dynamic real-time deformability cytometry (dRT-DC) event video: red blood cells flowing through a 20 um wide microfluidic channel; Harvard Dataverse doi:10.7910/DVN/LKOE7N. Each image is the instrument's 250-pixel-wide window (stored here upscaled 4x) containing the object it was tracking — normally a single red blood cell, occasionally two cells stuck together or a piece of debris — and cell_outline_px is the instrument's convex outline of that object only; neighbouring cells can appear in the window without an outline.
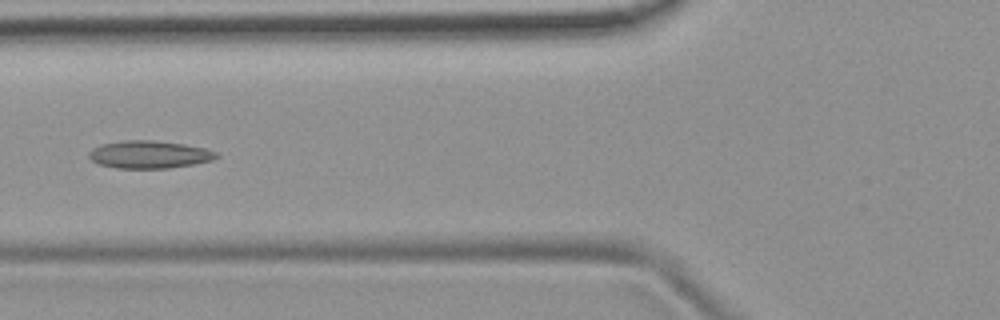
{"species": "common noctule bat (a hibernating species)", "species_latin": "Nyctalus noctula", "temperature_condition": "room temperature", "stored_images_in_passage": 5, "camera_frame_rate_fps": 3000, "um_per_image_px": 0.085, "animal": {"sex": "female", "body_mass_g": 19.9}, "frame": {"image": 1, "passage_image": 5, "time_ms": 5.0, "image_size_px": [1000, 320], "cell_outline_px": [[220, 156], [212, 160], [192, 164], [168, 168], [116, 168], [100, 164], [92, 160], [88, 156], [88, 152], [92, 148], [100, 144], [124, 140], [152, 140], [184, 144], [204, 148], [216, 152]], "centroid_in_image_um": [12.66, 13.12], "position_along_channel_um": 113.1, "area_um2": 20.46}}